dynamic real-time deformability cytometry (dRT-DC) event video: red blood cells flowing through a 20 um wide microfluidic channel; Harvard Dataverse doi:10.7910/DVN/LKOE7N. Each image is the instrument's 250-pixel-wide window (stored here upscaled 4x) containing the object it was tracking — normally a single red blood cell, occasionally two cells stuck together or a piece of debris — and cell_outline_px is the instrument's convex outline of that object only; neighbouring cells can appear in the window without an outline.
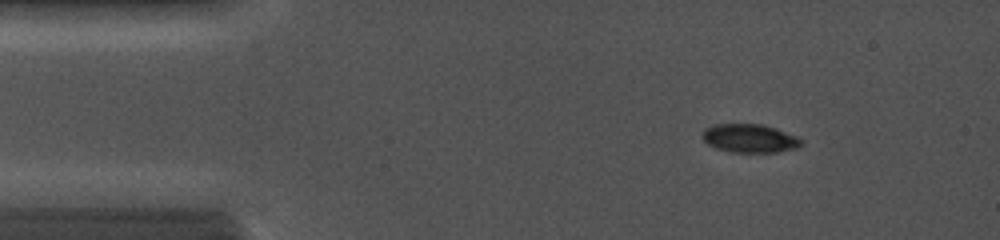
{"species": "common noctule bat (a hibernating species)", "species_latin": "Nyctalus noctula", "temperature_condition": "cold", "stored_images_in_passage": 7, "camera_frame_rate_fps": 5000, "um_per_image_px": 0.085, "animal": {"sex": "female", "body_mass_g": 19.0, "forearm_length_mm": 56.7}, "frame": {"image": 1, "passage_image": 3, "time_ms": 1.6, "image_size_px": [1000, 240], "cell_outline_px": [[804, 144], [796, 148], [776, 152], [732, 152], [716, 148], [708, 144], [700, 136], [704, 128], [712, 124], [760, 124], [776, 128], [796, 136], [804, 140]], "centroid_in_image_um": [63.71, 11.75], "position_along_channel_um": 21.3, "area_um2": 16.59}}